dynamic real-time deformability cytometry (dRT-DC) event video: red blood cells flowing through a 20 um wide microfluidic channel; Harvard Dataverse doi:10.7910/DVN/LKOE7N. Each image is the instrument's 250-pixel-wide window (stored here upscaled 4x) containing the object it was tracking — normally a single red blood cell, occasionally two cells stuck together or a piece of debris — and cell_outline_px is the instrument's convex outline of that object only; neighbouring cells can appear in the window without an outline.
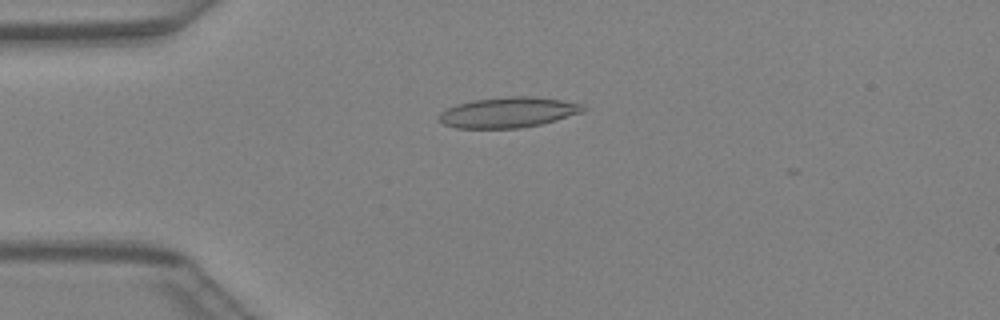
{"species": "Egyptian fruit bat (a non-hibernating species)", "species_latin": "Rousettus aegyptiacus", "temperature_condition": "warm", "stored_images_in_passage": 43, "camera_frame_rate_fps": 3000, "um_per_image_px": 0.085, "animal": {"sex": "female"}, "frame": {"image": 1, "passage_image": 11, "time_ms": 3.333, "image_size_px": [1000, 320], "cell_outline_px": [[588, 108], [580, 112], [556, 120], [540, 124], [520, 128], [456, 128], [444, 124], [436, 116], [440, 112], [456, 104], [472, 100], [508, 96], [532, 96], [560, 100], [584, 104]], "centroid_in_image_um": [43.17, 9.55], "position_along_channel_um": 41.8, "area_um2": 25.55}}
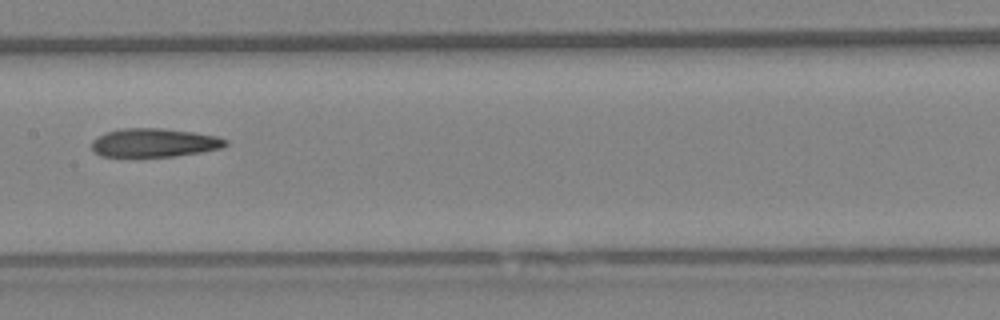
{"frame": {"image": 2, "passage_image": 22, "time_ms": 7.0, "image_size_px": [1000, 320], "cell_outline_px": [[228, 144], [220, 148], [200, 152], [176, 156], [100, 156], [92, 152], [92, 140], [104, 132], [120, 128], [160, 128], [192, 132], [216, 136], [228, 140]], "centroid_in_image_um": [13.06, 12.12], "position_along_channel_um": 194.3, "area_um2": 22.31}}
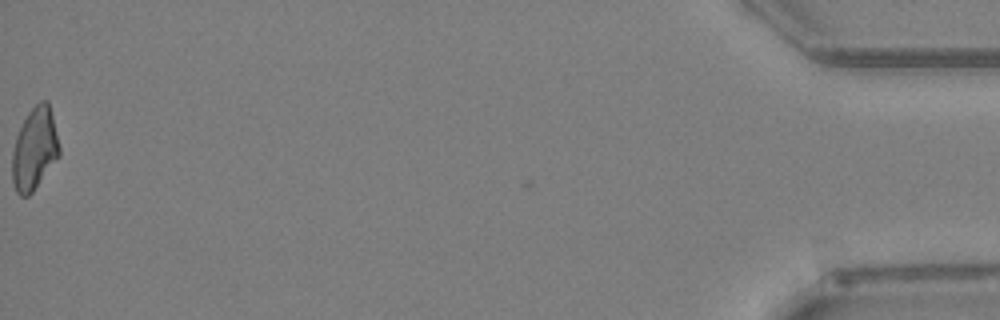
{"frame": {"image": 3, "passage_image": 43, "time_ms": 14.0, "image_size_px": [1000, 320], "cell_outline_px": [[60, 156], [32, 192], [28, 196], [20, 196], [16, 192], [12, 180], [12, 152], [16, 136], [28, 112], [40, 100], [48, 100], [60, 148]], "centroid_in_image_um": [2.93, 12.67], "position_along_channel_um": 432.3, "area_um2": 22.48}}